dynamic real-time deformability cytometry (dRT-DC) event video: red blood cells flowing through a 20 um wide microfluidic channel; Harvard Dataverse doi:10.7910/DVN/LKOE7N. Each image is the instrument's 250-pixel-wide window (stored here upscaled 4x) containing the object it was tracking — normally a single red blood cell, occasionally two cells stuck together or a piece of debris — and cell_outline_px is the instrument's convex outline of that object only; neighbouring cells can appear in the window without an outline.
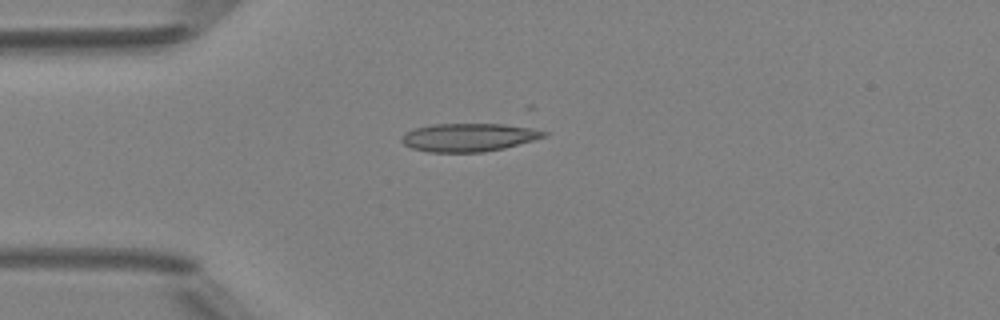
{"species": "Egyptian fruit bat (a non-hibernating species)", "species_latin": "Rousettus aegyptiacus", "temperature_condition": "room temperature", "stored_images_in_passage": 4, "camera_frame_rate_fps": 3000, "um_per_image_px": 0.085, "animal": {"sex": "female"}, "frame": {"image": 1, "passage_image": 4, "time_ms": 3.333, "image_size_px": [1000, 320], "cell_outline_px": [[548, 136], [504, 148], [484, 152], [428, 152], [412, 148], [404, 144], [400, 140], [404, 132], [416, 128], [432, 124], [524, 124], [548, 132]], "centroid_in_image_um": [39.92, 11.66], "position_along_channel_um": 45.1, "area_um2": 23.81}}